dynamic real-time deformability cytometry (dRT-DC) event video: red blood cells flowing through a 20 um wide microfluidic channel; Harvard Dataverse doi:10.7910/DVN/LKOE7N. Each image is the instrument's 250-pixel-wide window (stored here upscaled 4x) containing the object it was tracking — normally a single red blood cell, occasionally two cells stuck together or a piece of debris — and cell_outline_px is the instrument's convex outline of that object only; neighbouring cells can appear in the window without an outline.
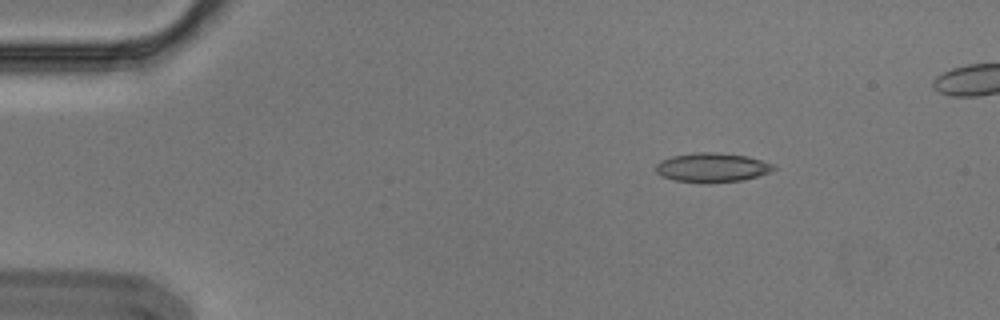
{"species": "Egyptian fruit bat (a non-hibernating species)", "species_latin": "Rousettus aegyptiacus", "temperature_condition": "cold", "stored_images_in_passage": 4, "camera_frame_rate_fps": 3000, "um_per_image_px": 0.085, "animal": {"sex": "male"}, "frame": {"image": 1, "passage_image": 1, "time_ms": 0.0, "image_size_px": [1000, 320], "cell_outline_px": [[776, 168], [768, 172], [756, 176], [740, 180], [672, 180], [660, 176], [656, 172], [656, 164], [660, 160], [672, 156], [696, 152], [716, 152], [748, 156], [776, 164]], "centroid_in_image_um": [60.52, 14.18], "position_along_channel_um": 24.5, "area_um2": 19.36}}